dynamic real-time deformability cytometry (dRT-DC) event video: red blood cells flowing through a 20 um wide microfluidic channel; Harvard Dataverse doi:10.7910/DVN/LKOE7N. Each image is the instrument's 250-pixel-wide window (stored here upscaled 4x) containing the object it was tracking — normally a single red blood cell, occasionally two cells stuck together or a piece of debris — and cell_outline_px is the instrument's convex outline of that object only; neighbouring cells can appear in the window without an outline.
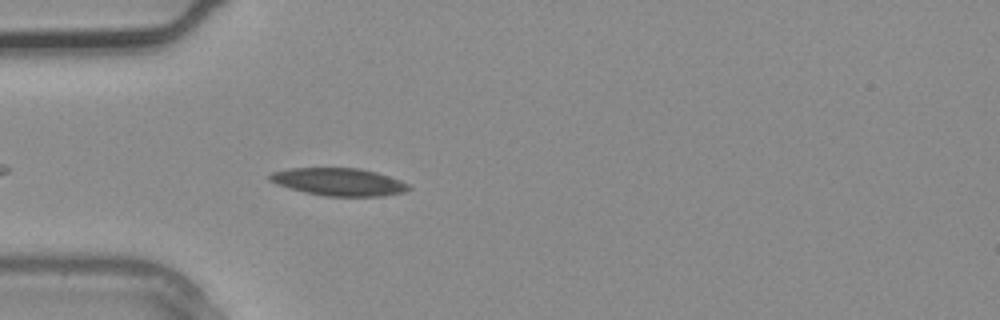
{"species": "common noctule bat (a hibernating species)", "species_latin": "Nyctalus noctula", "temperature_condition": "warm", "stored_images_in_passage": 1, "camera_frame_rate_fps": 3000, "um_per_image_px": 0.085, "animal": {"sex": "male", "body_mass_g": 20.4}, "frame": {"image": 1, "passage_image": 1, "time_ms": 0.0, "image_size_px": [1000, 320], "cell_outline_px": [[412, 188], [404, 192], [380, 196], [324, 196], [304, 192], [288, 188], [276, 184], [268, 180], [268, 176], [272, 172], [288, 168], [360, 168], [376, 172], [400, 180], [408, 184]], "centroid_in_image_um": [28.76, 15.46], "position_along_channel_um": 56.2, "area_um2": 22.43}}